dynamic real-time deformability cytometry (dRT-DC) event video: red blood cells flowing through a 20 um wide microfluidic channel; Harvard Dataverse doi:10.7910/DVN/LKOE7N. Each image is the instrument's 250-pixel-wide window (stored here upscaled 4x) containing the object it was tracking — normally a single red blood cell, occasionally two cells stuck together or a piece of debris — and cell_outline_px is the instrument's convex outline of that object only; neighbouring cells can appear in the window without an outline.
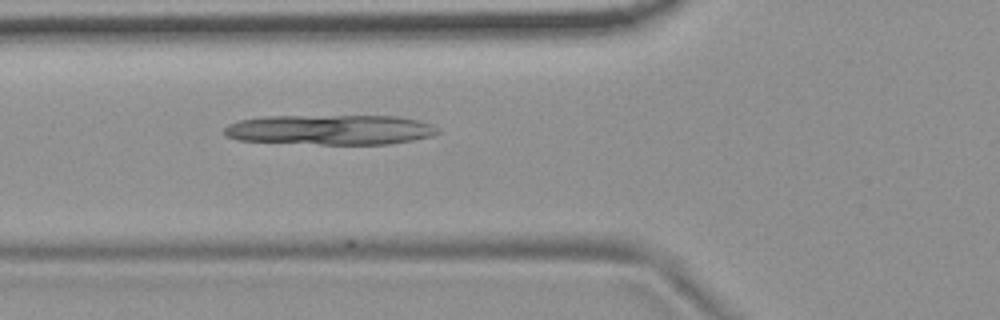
{"species": "common noctule bat (a hibernating species)", "species_latin": "Nyctalus noctula", "temperature_condition": "room temperature", "stored_images_in_passage": 40, "camera_frame_rate_fps": 3000, "um_per_image_px": 0.085, "animal": {"sex": "female", "body_mass_g": 19.9}, "frame": {"image": 1, "passage_image": 6, "time_ms": 1.667, "image_size_px": [1000, 320], "cell_outline_px": [[440, 132], [432, 136], [412, 140], [388, 144], [320, 144], [236, 140], [228, 136], [224, 132], [224, 128], [228, 124], [240, 120], [264, 116], [396, 116], [416, 120], [432, 124], [440, 128]], "centroid_in_image_um": [28.1, 11.02], "position_along_channel_um": 97.7, "area_um2": 37.34}}
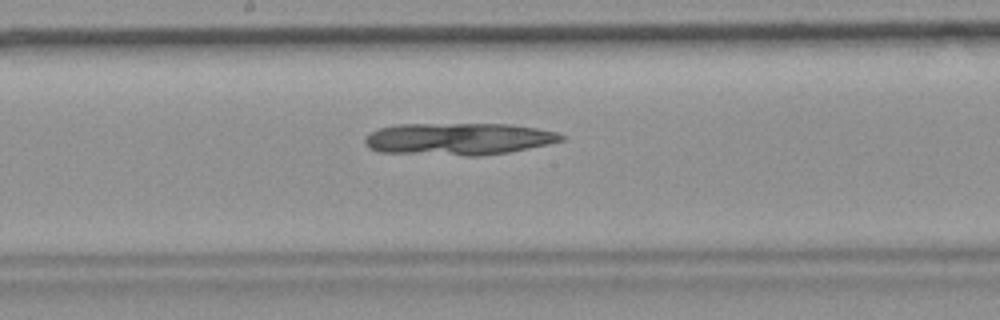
{"frame": {"image": 2, "passage_image": 15, "time_ms": 4.667, "image_size_px": [1000, 320], "cell_outline_px": [[564, 140], [548, 144], [508, 152], [480, 156], [464, 156], [380, 152], [368, 148], [364, 144], [364, 136], [368, 132], [380, 128], [396, 124], [512, 124], [536, 128], [556, 132], [564, 136]], "centroid_in_image_um": [38.91, 11.81], "position_along_channel_um": 209.3, "area_um2": 37.05}}
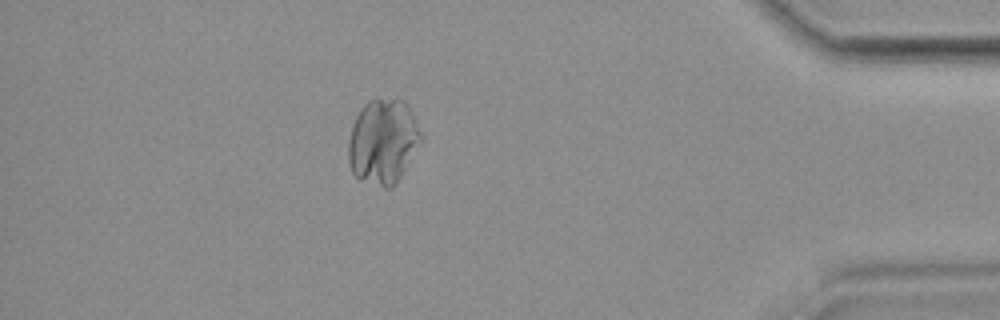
{"frame": {"image": 3, "passage_image": 34, "time_ms": 11.0, "image_size_px": [1000, 320], "cell_outline_px": [[424, 140], [396, 184], [392, 188], [384, 188], [360, 180], [352, 172], [348, 160], [348, 140], [356, 116], [360, 108], [368, 100], [376, 96], [404, 100], [408, 104], [424, 136]], "centroid_in_image_um": [32.59, 12.0], "position_along_channel_um": 402.6, "area_um2": 36.93}}